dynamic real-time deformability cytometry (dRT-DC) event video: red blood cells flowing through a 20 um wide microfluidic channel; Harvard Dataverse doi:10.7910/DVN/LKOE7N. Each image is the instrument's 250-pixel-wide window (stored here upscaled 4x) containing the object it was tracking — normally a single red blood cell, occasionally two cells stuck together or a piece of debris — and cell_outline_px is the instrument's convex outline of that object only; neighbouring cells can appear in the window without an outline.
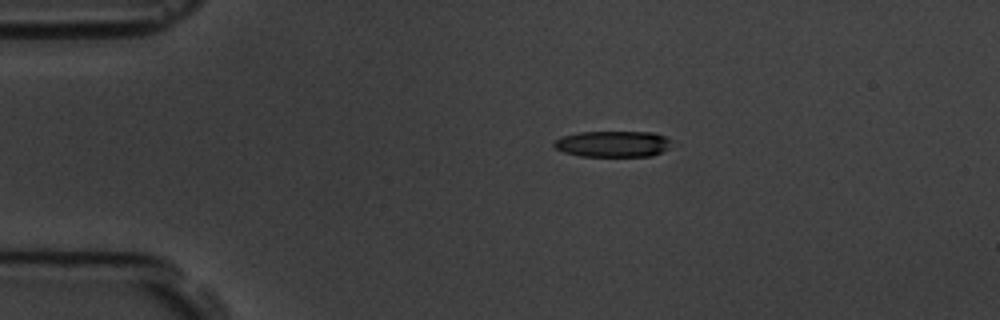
{"species": "common noctule bat (a hibernating species)", "species_latin": "Nyctalus noctula", "temperature_condition": "room temperature", "stored_images_in_passage": 3, "camera_frame_rate_fps": 3000, "um_per_image_px": 0.085, "animal": {"sex": "male", "body_mass_g": 19.5, "forearm_length_mm": 54.6}, "frame": {"image": 1, "passage_image": 1, "time_ms": 0.0, "image_size_px": [1000, 320], "cell_outline_px": [[680, 144], [652, 156], [580, 156], [564, 152], [556, 148], [552, 144], [560, 136], [580, 132], [652, 132], [664, 136]], "centroid_in_image_um": [52.19, 12.23], "position_along_channel_um": 32.8, "area_um2": 18.26}}
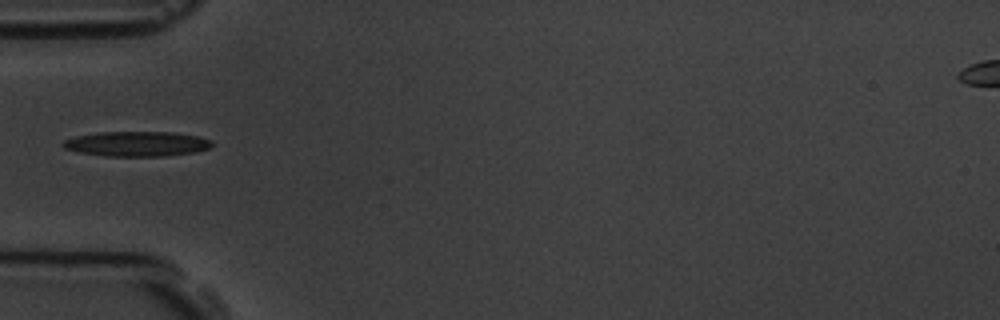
{"frame": {"image": 2, "passage_image": 3, "time_ms": 2.333, "image_size_px": [1000, 320], "cell_outline_px": [[212, 144], [208, 148], [196, 152], [164, 156], [108, 156], [80, 152], [64, 148], [60, 144], [64, 140], [76, 136], [96, 132], [172, 132], [200, 136], [212, 140]], "centroid_in_image_um": [11.63, 12.22], "position_along_channel_um": 73.4, "area_um2": 21.68}}